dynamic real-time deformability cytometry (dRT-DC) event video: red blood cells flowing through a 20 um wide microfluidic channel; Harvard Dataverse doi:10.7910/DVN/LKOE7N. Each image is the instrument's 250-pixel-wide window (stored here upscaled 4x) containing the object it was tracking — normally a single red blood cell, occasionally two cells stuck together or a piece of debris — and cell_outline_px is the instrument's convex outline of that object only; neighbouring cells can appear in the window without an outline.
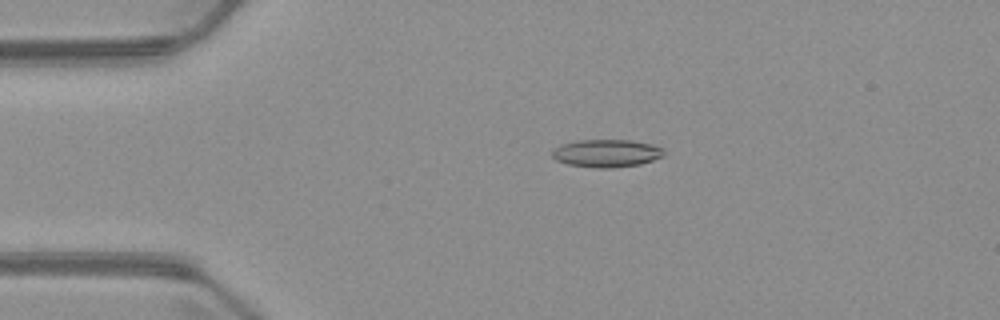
{"species": "common noctule bat (a hibernating species)", "species_latin": "Nyctalus noctula", "temperature_condition": "warm", "stored_images_in_passage": 2, "camera_frame_rate_fps": 3000, "um_per_image_px": 0.085, "animal": {"sex": "male", "body_mass_g": 23.1, "forearm_length_mm": 52.7}, "frame": {"image": 1, "passage_image": 1, "time_ms": 0.0, "image_size_px": [1000, 320], "cell_outline_px": [[664, 156], [640, 164], [612, 168], [596, 168], [568, 164], [556, 160], [552, 156], [552, 148], [560, 144], [576, 140], [632, 140], [652, 144], [664, 148]], "centroid_in_image_um": [51.54, 13.02], "position_along_channel_um": 33.5, "area_um2": 18.26}}